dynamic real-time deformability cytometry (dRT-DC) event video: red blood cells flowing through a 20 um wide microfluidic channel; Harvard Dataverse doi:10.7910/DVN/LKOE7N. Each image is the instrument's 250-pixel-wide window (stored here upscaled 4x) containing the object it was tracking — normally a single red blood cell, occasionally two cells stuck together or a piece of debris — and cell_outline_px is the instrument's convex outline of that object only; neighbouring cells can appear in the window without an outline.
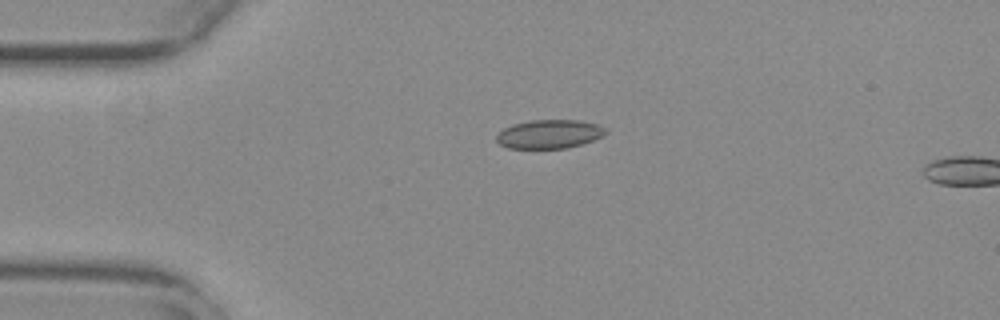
{"species": "common noctule bat (a hibernating species)", "species_latin": "Nyctalus noctula", "temperature_condition": "warm", "stored_images_in_passage": 15, "camera_frame_rate_fps": 3000, "um_per_image_px": 0.085, "animal": {"sex": "female", "body_mass_g": 29.2, "forearm_length_mm": 56.3}, "frame": {"image": 1, "passage_image": 13, "time_ms": 4.0, "image_size_px": [1000, 320], "cell_outline_px": [[608, 132], [604, 136], [568, 148], [508, 148], [500, 144], [496, 140], [496, 136], [504, 128], [516, 124], [532, 120], [580, 120], [596, 124], [608, 128]], "centroid_in_image_um": [46.74, 11.39], "position_along_channel_um": 38.3, "area_um2": 18.21}}